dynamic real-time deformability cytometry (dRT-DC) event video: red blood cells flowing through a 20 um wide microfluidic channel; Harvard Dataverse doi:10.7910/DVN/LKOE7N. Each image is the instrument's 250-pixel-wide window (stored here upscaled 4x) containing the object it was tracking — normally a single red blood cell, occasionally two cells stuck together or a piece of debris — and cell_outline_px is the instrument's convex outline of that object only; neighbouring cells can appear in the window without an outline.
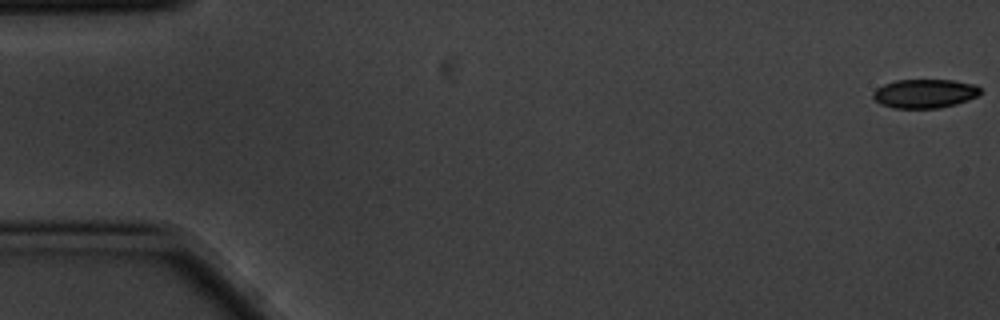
{"species": "common noctule bat (a hibernating species)", "species_latin": "Nyctalus noctula", "temperature_condition": "cold", "stored_images_in_passage": 7, "camera_frame_rate_fps": 3000, "um_per_image_px": 0.085, "animal": {"sex": "male", "body_mass_g": 20.1, "forearm_length_mm": 53.5}, "frame": {"image": 1, "passage_image": 1, "time_ms": 0.0, "image_size_px": [1000, 320], "cell_outline_px": [[980, 92], [976, 96], [968, 100], [956, 104], [940, 108], [892, 108], [880, 104], [872, 96], [872, 92], [876, 88], [884, 84], [896, 80], [952, 80], [976, 84], [980, 88]], "centroid_in_image_um": [78.58, 7.95], "position_along_channel_um": 6.4, "area_um2": 18.15}}
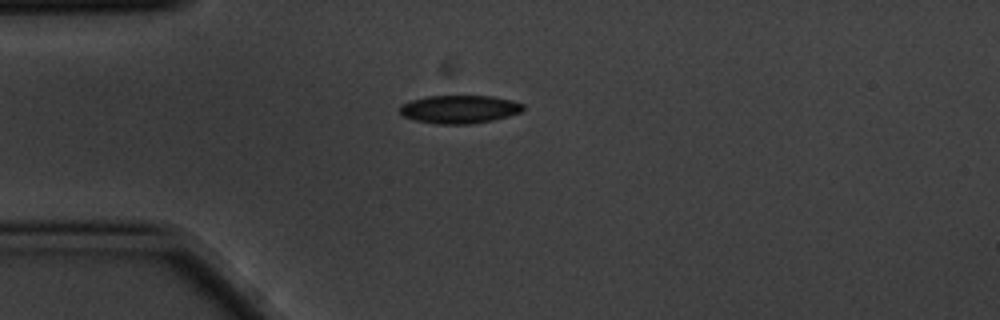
{"frame": {"image": 2, "passage_image": 5, "time_ms": 1.333, "image_size_px": [1000, 320], "cell_outline_px": [[524, 108], [520, 112], [508, 116], [492, 120], [468, 124], [436, 124], [416, 120], [404, 116], [400, 112], [400, 104], [412, 100], [428, 96], [492, 96], [512, 100], [524, 104]], "centroid_in_image_um": [39.06, 9.28], "position_along_channel_um": 45.9, "area_um2": 20.11}}
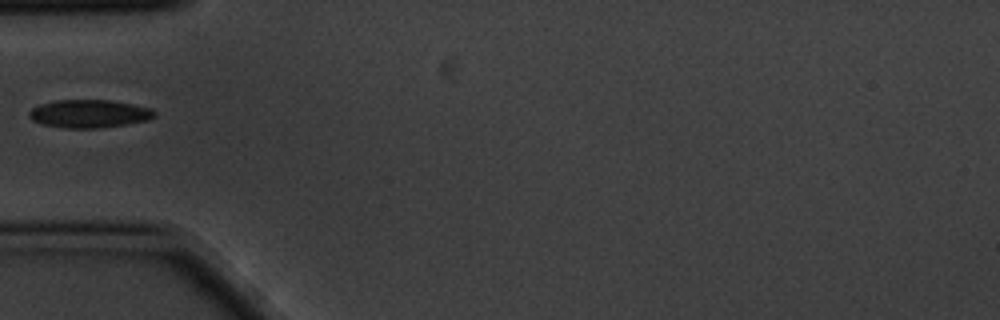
{"frame": {"image": 3, "passage_image": 6, "time_ms": 1.667, "image_size_px": [1000, 320], "cell_outline_px": [[156, 116], [148, 120], [100, 128], [64, 128], [44, 124], [32, 120], [28, 116], [28, 112], [32, 108], [40, 104], [56, 100], [108, 100], [132, 104], [152, 108], [156, 112]], "centroid_in_image_um": [7.58, 9.66], "position_along_channel_um": 77.4, "area_um2": 20.46}}